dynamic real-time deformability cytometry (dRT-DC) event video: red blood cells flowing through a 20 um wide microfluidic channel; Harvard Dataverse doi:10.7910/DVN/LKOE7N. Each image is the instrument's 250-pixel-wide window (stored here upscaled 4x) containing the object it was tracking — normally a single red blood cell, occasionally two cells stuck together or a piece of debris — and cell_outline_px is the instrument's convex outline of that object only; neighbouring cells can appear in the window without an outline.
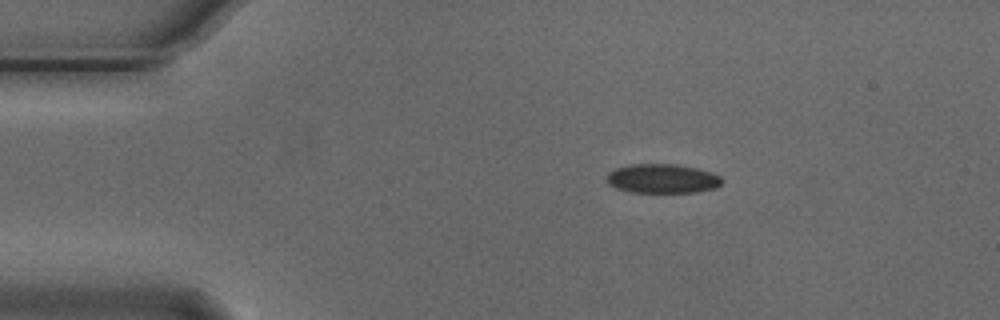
{"species": "Egyptian fruit bat (a non-hibernating species)", "species_latin": "Rousettus aegyptiacus", "temperature_condition": "cold", "stored_images_in_passage": 3, "segment_of_instrument_passage": [1, 2], "camera_frame_rate_fps": 3000, "um_per_image_px": 0.085, "animal": {"sex": "male"}, "frame": {"image": 1, "passage_image": 1, "time_ms": 0.0, "image_size_px": [1000, 320], "cell_outline_px": [[720, 184], [716, 188], [696, 192], [628, 192], [616, 188], [608, 184], [604, 180], [604, 176], [608, 172], [616, 168], [628, 164], [676, 164], [696, 168], [712, 172], [720, 176]], "centroid_in_image_um": [56.23, 15.18], "position_along_channel_um": 28.8, "area_um2": 19.83}}